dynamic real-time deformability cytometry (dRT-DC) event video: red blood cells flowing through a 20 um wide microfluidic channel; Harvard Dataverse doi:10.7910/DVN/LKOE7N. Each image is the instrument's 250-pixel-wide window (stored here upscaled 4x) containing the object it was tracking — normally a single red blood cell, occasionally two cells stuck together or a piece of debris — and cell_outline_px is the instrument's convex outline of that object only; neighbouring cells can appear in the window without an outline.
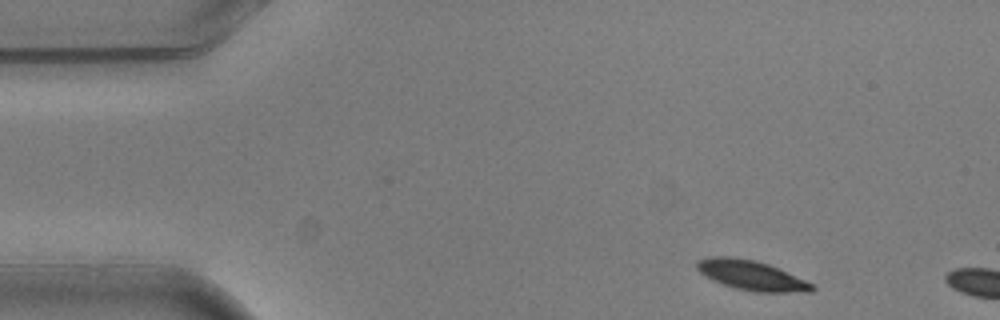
{"species": "common noctule bat (a hibernating species)", "species_latin": "Nyctalus noctula", "temperature_condition": "warm", "stored_images_in_passage": 2, "camera_frame_rate_fps": 3000, "um_per_image_px": 0.085, "animal": {"sex": "male", "body_mass_g": 20.5, "forearm_length_mm": 52.5}, "frame": {"image": 1, "passage_image": 1, "time_ms": 0.0, "image_size_px": [1000, 320], "cell_outline_px": [[816, 288], [812, 292], [756, 292], [736, 288], [712, 280], [704, 276], [696, 268], [696, 260], [708, 256], [732, 256], [752, 260], [768, 264], [804, 280], [812, 284]], "centroid_in_image_um": [63.81, 23.39], "position_along_channel_um": 21.2, "area_um2": 19.83}}